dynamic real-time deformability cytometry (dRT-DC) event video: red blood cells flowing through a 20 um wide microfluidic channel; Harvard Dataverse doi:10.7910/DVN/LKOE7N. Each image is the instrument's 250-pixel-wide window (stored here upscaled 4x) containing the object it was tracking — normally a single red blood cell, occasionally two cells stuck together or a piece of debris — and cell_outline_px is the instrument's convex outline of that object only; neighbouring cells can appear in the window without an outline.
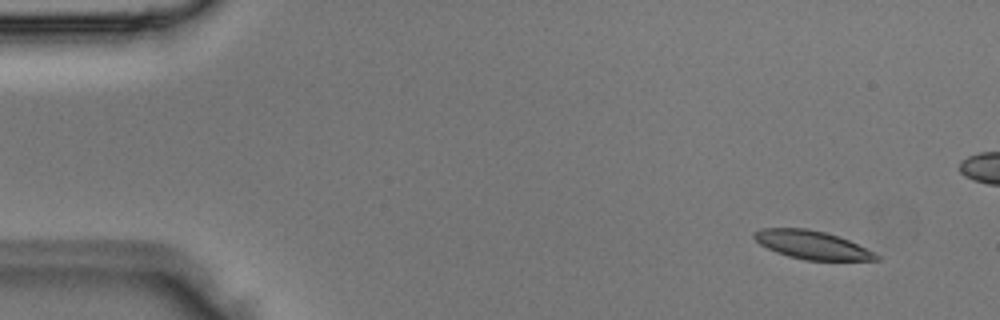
{"species": "Egyptian fruit bat (a non-hibernating species)", "species_latin": "Rousettus aegyptiacus", "temperature_condition": "room temperature", "stored_images_in_passage": 4, "camera_frame_rate_fps": 3000, "um_per_image_px": 0.085, "animal": {"sex": "male"}, "frame": {"image": 1, "passage_image": 1, "time_ms": 0.0, "image_size_px": [1000, 320], "cell_outline_px": [[880, 260], [804, 260], [788, 256], [776, 252], [760, 244], [752, 236], [760, 228], [804, 228], [824, 232], [848, 240], [880, 256]], "centroid_in_image_um": [68.98, 20.82], "position_along_channel_um": 16.0, "area_um2": 19.77}}
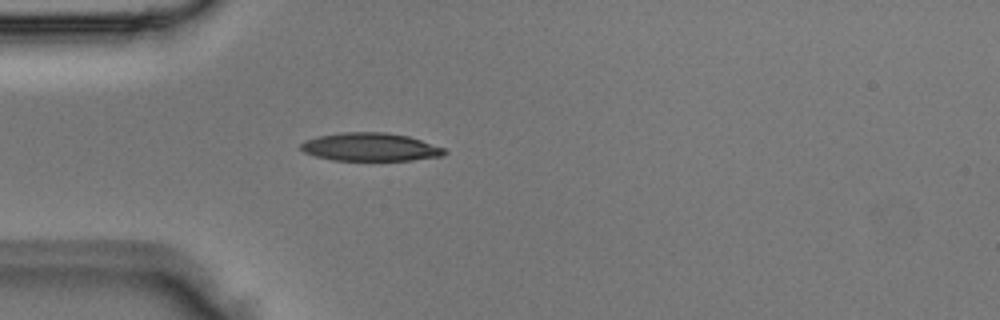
{"frame": {"image": 2, "passage_image": 4, "time_ms": 1.0, "image_size_px": [1000, 320], "cell_outline_px": [[448, 152], [444, 156], [412, 160], [332, 160], [316, 156], [304, 152], [300, 148], [300, 144], [304, 140], [316, 136], [340, 132], [388, 132], [408, 136], [444, 148]], "centroid_in_image_um": [31.46, 12.49], "position_along_channel_um": 53.5, "area_um2": 23.7}}